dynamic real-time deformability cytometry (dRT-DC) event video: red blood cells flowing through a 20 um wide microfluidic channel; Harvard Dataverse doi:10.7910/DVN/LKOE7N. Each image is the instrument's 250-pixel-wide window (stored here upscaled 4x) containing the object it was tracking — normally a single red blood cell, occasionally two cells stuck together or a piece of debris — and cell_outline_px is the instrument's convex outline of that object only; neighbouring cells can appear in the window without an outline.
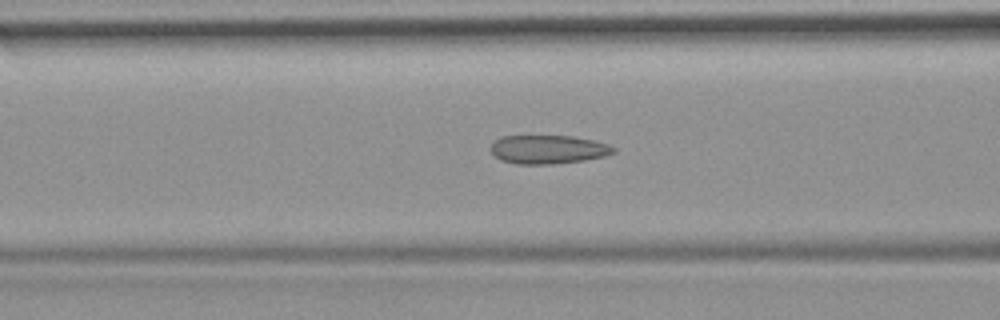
{"species": "common noctule bat (a hibernating species)", "species_latin": "Nyctalus noctula", "temperature_condition": "room temperature", "stored_images_in_passage": 41, "camera_frame_rate_fps": 3000, "um_per_image_px": 0.085, "animal": {"sex": "female", "body_mass_g": 19.9}, "frame": {"image": 1, "passage_image": 9, "time_ms": 2.667, "image_size_px": [1000, 320], "cell_outline_px": [[616, 152], [604, 156], [584, 160], [552, 164], [516, 164], [500, 160], [488, 148], [500, 136], [572, 136], [592, 140], [608, 144], [616, 148]], "centroid_in_image_um": [46.58, 12.7], "position_along_channel_um": 120.0, "area_um2": 20.52}}
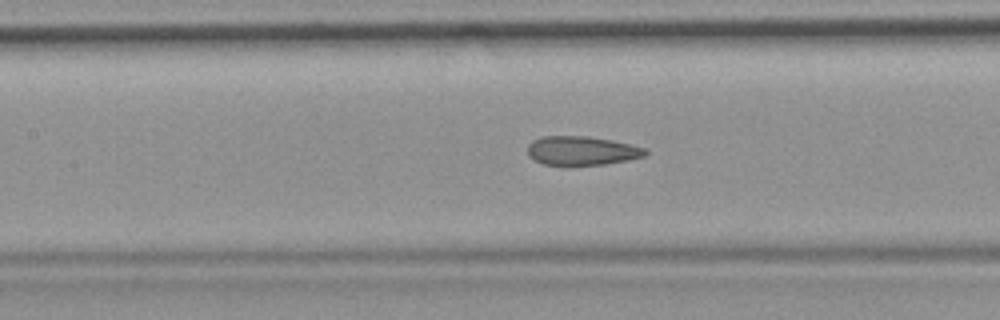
{"frame": {"image": 2, "passage_image": 12, "time_ms": 3.667, "image_size_px": [1000, 320], "cell_outline_px": [[648, 152], [644, 156], [628, 160], [604, 164], [568, 168], [564, 168], [544, 164], [528, 156], [528, 144], [532, 140], [540, 136], [588, 136], [612, 140], [648, 148]], "centroid_in_image_um": [49.43, 12.84], "position_along_channel_um": 158.0, "area_um2": 20.69}}
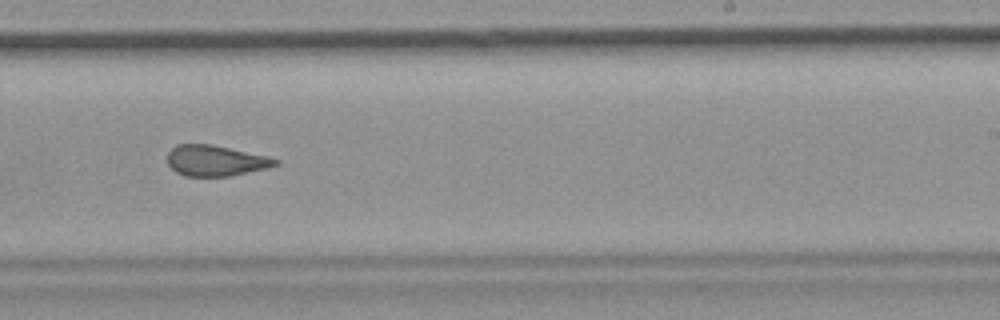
{"frame": {"image": 3, "passage_image": 21, "time_ms": 6.667, "image_size_px": [1000, 320], "cell_outline_px": [[280, 164], [268, 168], [228, 176], [184, 176], [176, 172], [168, 164], [168, 152], [176, 144], [212, 144], [268, 156], [280, 160]], "centroid_in_image_um": [18.34, 13.65], "position_along_channel_um": 270.7, "area_um2": 19.42}, "authors_computed_cell_mechanics": {"area_um2": 20.6924, "velocity_mm_per_s": 3.7836, "shape_relaxation_time_tau1_ms": null, "shape_relaxation_time_tau2_ms": 1.9921, "deformation_change_tau1": null, "deformation_change_tau2": 0.0976}}